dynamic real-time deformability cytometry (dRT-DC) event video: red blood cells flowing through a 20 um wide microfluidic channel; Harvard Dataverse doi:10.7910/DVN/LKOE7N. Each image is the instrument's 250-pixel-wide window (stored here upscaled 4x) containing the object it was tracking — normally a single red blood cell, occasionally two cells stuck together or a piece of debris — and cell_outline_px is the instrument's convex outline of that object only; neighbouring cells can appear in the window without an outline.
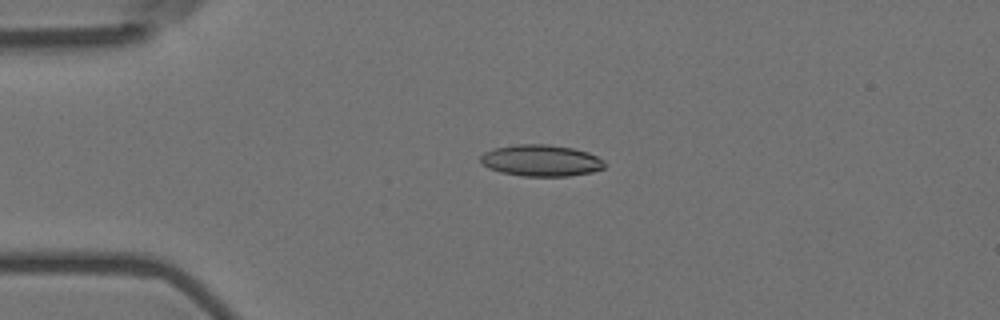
{"species": "Egyptian fruit bat (a non-hibernating species)", "species_latin": "Rousettus aegyptiacus", "temperature_condition": "room temperature", "stored_images_in_passage": 4, "camera_frame_rate_fps": 3000, "um_per_image_px": 0.085, "animal": {"sex": "female"}, "frame": {"image": 1, "passage_image": 2, "time_ms": 0.333, "image_size_px": [1000, 320], "cell_outline_px": [[604, 168], [592, 172], [568, 176], [524, 176], [500, 172], [488, 168], [480, 164], [480, 156], [484, 152], [496, 148], [516, 144], [548, 144], [572, 148], [588, 152], [604, 160]], "centroid_in_image_um": [45.97, 13.64], "position_along_channel_um": 39.0, "area_um2": 22.83}}
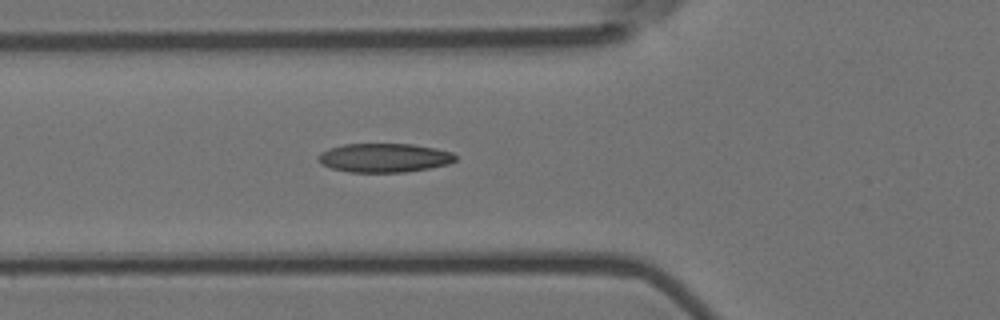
{"frame": {"image": 2, "passage_image": 4, "time_ms": 1.0, "image_size_px": [1000, 320], "cell_outline_px": [[456, 160], [448, 164], [428, 168], [404, 172], [348, 172], [332, 168], [320, 164], [320, 152], [328, 148], [344, 144], [412, 144], [436, 148], [452, 152], [456, 156]], "centroid_in_image_um": [32.66, 13.41], "position_along_channel_um": 93.1, "area_um2": 23.06}}